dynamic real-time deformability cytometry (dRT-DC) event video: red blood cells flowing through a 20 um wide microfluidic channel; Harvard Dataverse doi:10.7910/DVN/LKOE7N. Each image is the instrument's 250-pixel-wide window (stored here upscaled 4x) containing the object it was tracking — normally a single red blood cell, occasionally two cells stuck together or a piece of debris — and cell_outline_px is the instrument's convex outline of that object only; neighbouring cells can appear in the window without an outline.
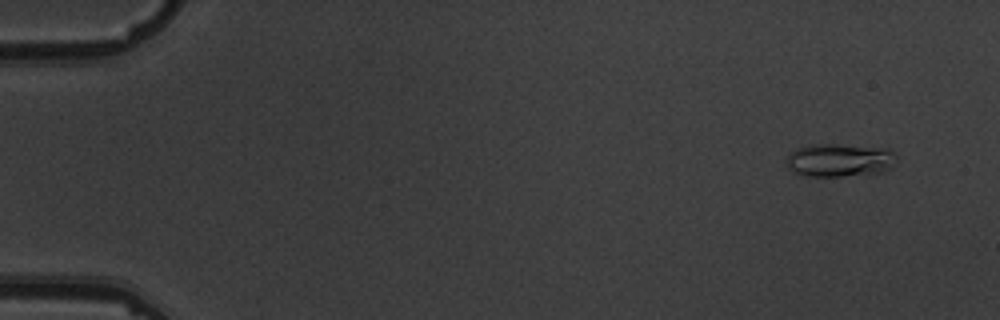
{"species": "common noctule bat (a hibernating species)", "species_latin": "Nyctalus noctula", "temperature_condition": "warm", "stored_images_in_passage": 5, "camera_frame_rate_fps": 3000, "um_per_image_px": 0.085, "animal": {"sex": "male", "body_mass_g": 19.5, "forearm_length_mm": 54.6}, "frame": {"image": 1, "passage_image": 1, "time_ms": 0.0, "image_size_px": [1000, 320], "cell_outline_px": [[896, 156], [892, 168], [884, 172], [840, 176], [804, 176], [788, 168], [784, 160], [796, 148], [812, 144], [836, 144], [892, 148]], "centroid_in_image_um": [71.39, 13.6], "position_along_channel_um": 13.6, "area_um2": 21.56}}